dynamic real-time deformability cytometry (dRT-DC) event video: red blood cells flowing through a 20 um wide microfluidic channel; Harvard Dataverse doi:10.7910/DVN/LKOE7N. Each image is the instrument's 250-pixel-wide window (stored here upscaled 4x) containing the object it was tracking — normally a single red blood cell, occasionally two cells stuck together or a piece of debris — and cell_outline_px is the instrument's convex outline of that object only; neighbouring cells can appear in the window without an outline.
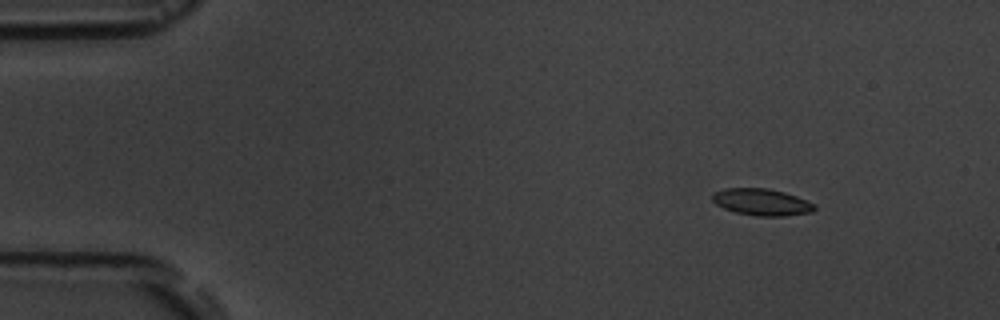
{"species": "common noctule bat (a hibernating species)", "species_latin": "Nyctalus noctula", "temperature_condition": "room temperature", "stored_images_in_passage": 4, "camera_frame_rate_fps": 3000, "um_per_image_px": 0.085, "animal": {"sex": "male", "body_mass_g": 19.5, "forearm_length_mm": 54.6}, "frame": {"image": 1, "passage_image": 1, "time_ms": 0.0, "image_size_px": [1000, 320], "cell_outline_px": [[816, 208], [812, 212], [784, 216], [756, 216], [736, 212], [724, 208], [716, 204], [712, 200], [712, 196], [716, 192], [724, 188], [768, 188], [784, 192], [796, 196], [816, 204]], "centroid_in_image_um": [64.77, 17.18], "position_along_channel_um": 20.2, "area_um2": 15.9}}
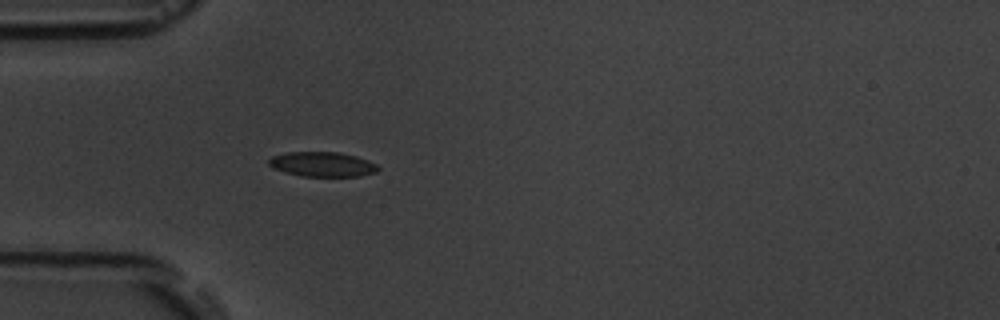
{"frame": {"image": 2, "passage_image": 4, "time_ms": 3.333, "image_size_px": [1000, 320], "cell_outline_px": [[380, 168], [376, 172], [360, 176], [300, 176], [284, 172], [272, 168], [268, 164], [268, 160], [272, 156], [284, 152], [340, 152], [356, 156], [376, 164]], "centroid_in_image_um": [27.36, 13.96], "position_along_channel_um": 57.6, "area_um2": 15.84}}